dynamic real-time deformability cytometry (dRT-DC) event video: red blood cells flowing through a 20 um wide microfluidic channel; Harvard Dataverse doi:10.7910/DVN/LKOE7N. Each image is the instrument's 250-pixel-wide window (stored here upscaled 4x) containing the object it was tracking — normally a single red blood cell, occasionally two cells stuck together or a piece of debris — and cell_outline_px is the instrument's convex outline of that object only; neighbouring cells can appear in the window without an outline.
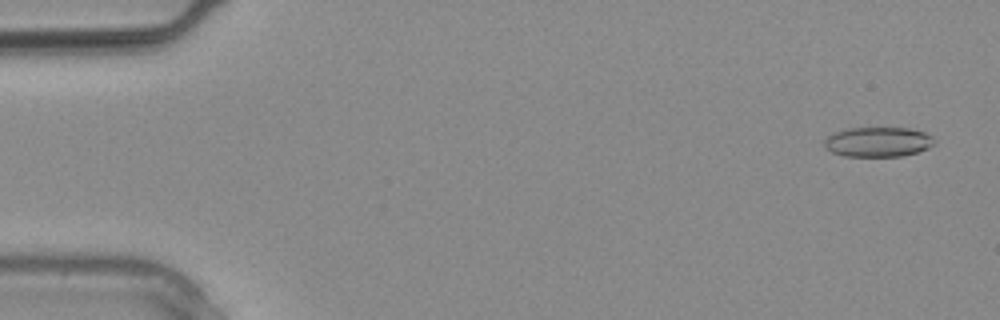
{"species": "common noctule bat (a hibernating species)", "species_latin": "Nyctalus noctula", "temperature_condition": "warm", "stored_images_in_passage": 3, "camera_frame_rate_fps": 3000, "um_per_image_px": 0.085, "animal": {"sex": "male", "body_mass_g": 20.4}, "frame": {"image": 1, "passage_image": 1, "time_ms": 0.0, "image_size_px": [1000, 320], "cell_outline_px": [[936, 144], [928, 148], [916, 152], [900, 156], [844, 156], [832, 152], [824, 144], [824, 140], [832, 132], [848, 128], [908, 128], [924, 132], [932, 136], [936, 140]], "centroid_in_image_um": [74.65, 12.05], "position_along_channel_um": 10.4, "area_um2": 19.13}}
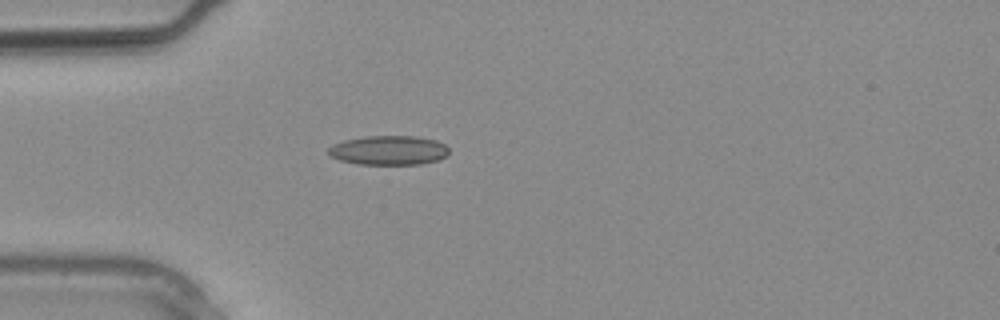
{"frame": {"image": 2, "passage_image": 3, "time_ms": 0.667, "image_size_px": [1000, 320], "cell_outline_px": [[448, 152], [440, 160], [420, 164], [356, 164], [340, 160], [328, 156], [328, 148], [332, 144], [344, 140], [364, 136], [416, 136], [436, 140], [444, 144], [448, 148]], "centroid_in_image_um": [33.0, 12.77], "position_along_channel_um": 52.0, "area_um2": 20.75}}